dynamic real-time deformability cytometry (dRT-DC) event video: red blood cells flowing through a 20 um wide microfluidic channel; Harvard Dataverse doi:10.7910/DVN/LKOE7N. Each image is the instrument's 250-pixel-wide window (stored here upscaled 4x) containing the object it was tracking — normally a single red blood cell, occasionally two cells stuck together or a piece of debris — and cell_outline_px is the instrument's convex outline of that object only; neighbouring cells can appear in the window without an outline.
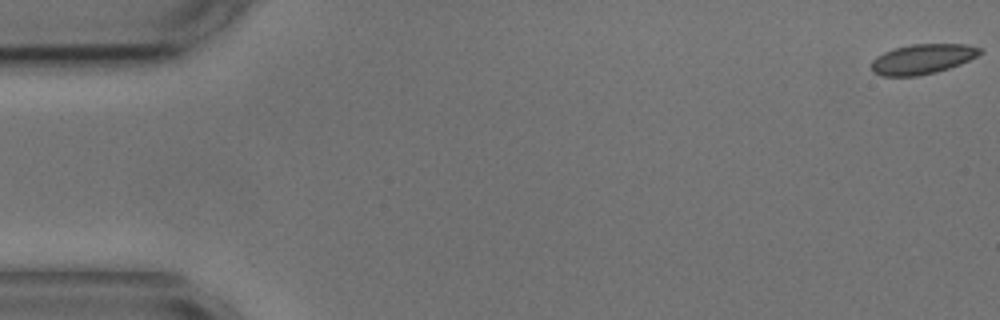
{"species": "common noctule bat (a hibernating species)", "species_latin": "Nyctalus noctula", "temperature_condition": "cold", "stored_images_in_passage": 5, "camera_frame_rate_fps": 3000, "um_per_image_px": 0.085, "animal": {"sex": "male", "body_mass_g": 17.9, "forearm_length_mm": 54.2}, "frame": {"image": 1, "passage_image": 1, "time_ms": 0.0, "image_size_px": [1000, 320], "cell_outline_px": [[984, 52], [960, 64], [936, 72], [916, 76], [880, 76], [872, 72], [872, 60], [876, 56], [884, 52], [896, 48], [912, 44], [968, 44], [980, 48]], "centroid_in_image_um": [78.39, 5.02], "position_along_channel_um": 6.6, "area_um2": 18.9}}
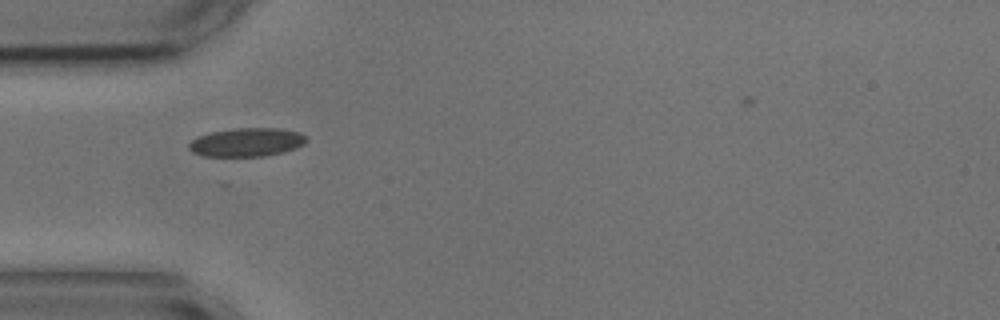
{"frame": {"image": 2, "passage_image": 4, "time_ms": 5.333, "image_size_px": [1000, 320], "cell_outline_px": [[308, 140], [304, 144], [284, 152], [264, 156], [204, 156], [192, 152], [188, 148], [188, 144], [196, 136], [208, 132], [236, 128], [280, 128], [300, 132], [308, 136]], "centroid_in_image_um": [20.97, 12.08], "position_along_channel_um": 64.0, "area_um2": 19.83}}